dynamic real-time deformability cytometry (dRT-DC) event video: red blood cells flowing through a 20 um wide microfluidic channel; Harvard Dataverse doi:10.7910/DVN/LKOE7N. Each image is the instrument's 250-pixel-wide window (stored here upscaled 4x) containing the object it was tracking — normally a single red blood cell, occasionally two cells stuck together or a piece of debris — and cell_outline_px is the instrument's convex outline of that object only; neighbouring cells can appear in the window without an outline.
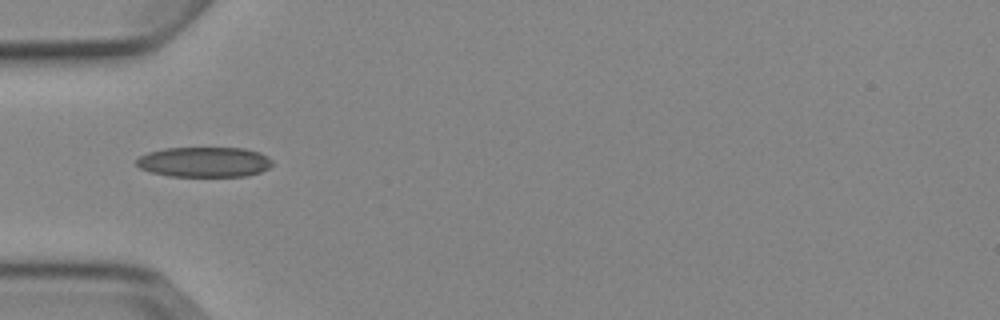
{"species": "Egyptian fruit bat (a non-hibernating species)", "species_latin": "Rousettus aegyptiacus", "temperature_condition": "cold", "stored_images_in_passage": 6, "camera_frame_rate_fps": 3000, "um_per_image_px": 0.085, "animal": {"sex": "female"}, "frame": {"image": 1, "passage_image": 5, "time_ms": 5.333, "image_size_px": [1000, 320], "cell_outline_px": [[272, 164], [268, 168], [260, 172], [244, 176], [168, 176], [152, 172], [140, 168], [136, 164], [136, 160], [140, 156], [148, 152], [164, 148], [244, 148], [260, 152], [268, 156], [272, 160]], "centroid_in_image_um": [17.37, 13.76], "position_along_channel_um": 67.6, "area_um2": 23.87}}
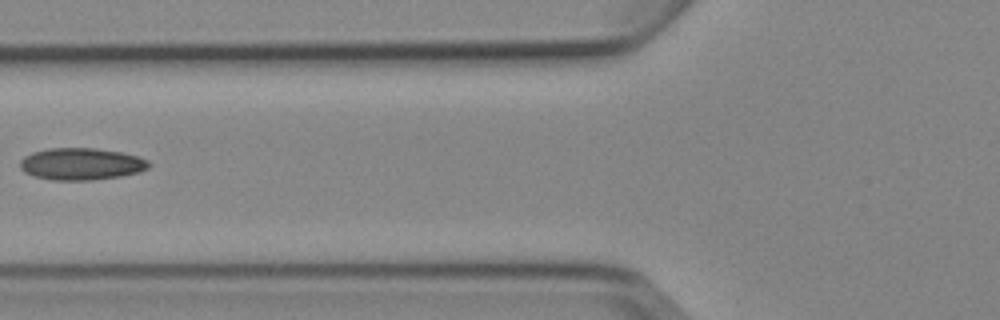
{"frame": {"image": 2, "passage_image": 6, "time_ms": 6.667, "image_size_px": [1000, 320], "cell_outline_px": [[152, 164], [148, 168], [140, 172], [120, 176], [92, 180], [52, 180], [32, 176], [24, 172], [20, 168], [20, 160], [24, 156], [32, 152], [48, 148], [96, 148], [120, 152], [136, 156], [148, 160]], "centroid_in_image_um": [6.89, 13.94], "position_along_channel_um": 118.9, "area_um2": 24.16}}